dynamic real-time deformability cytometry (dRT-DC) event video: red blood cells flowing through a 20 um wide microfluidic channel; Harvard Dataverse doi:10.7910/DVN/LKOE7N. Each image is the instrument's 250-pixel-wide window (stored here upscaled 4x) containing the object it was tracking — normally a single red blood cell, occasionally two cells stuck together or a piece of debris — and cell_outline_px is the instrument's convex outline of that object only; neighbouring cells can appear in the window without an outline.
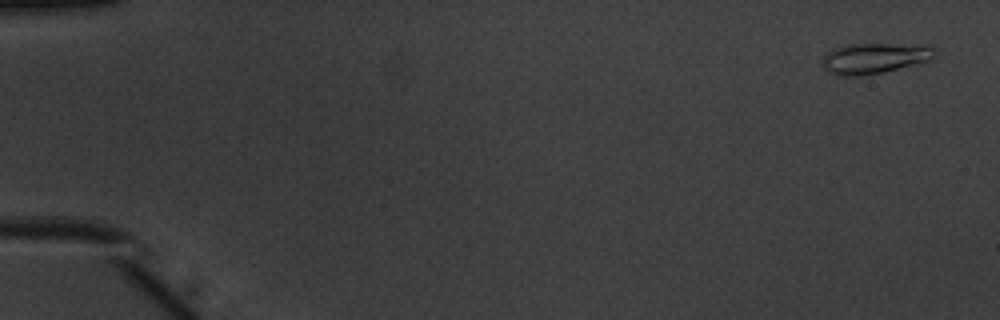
{"species": "common noctule bat (a hibernating species)", "species_latin": "Nyctalus noctula", "temperature_condition": "warm", "stored_images_in_passage": 52, "camera_frame_rate_fps": 3000, "um_per_image_px": 0.085, "animal": {"sex": "male", "body_mass_g": 20.1, "forearm_length_mm": 53.5}, "frame": {"image": 1, "passage_image": 2, "time_ms": 0.333, "image_size_px": [1000, 320], "cell_outline_px": [[940, 52], [932, 60], [884, 72], [856, 76], [840, 76], [828, 72], [824, 68], [824, 56], [828, 52], [836, 48], [848, 44], [888, 44], [932, 48]], "centroid_in_image_um": [74.33, 4.97], "position_along_channel_um": 10.7, "area_um2": 19.65}}
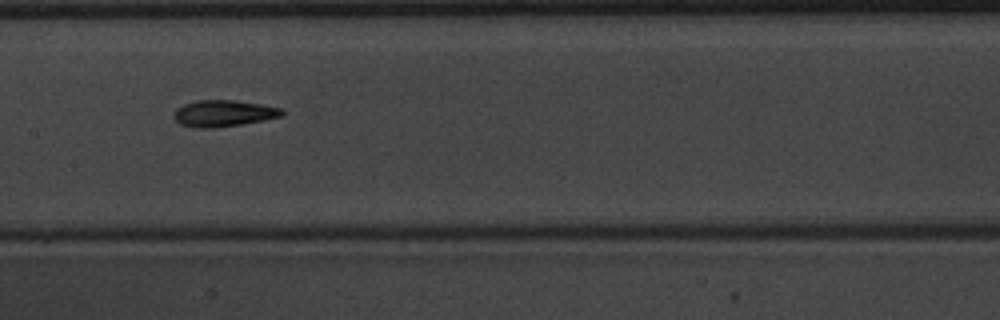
{"frame": {"image": 2, "passage_image": 27, "time_ms": 8.667, "image_size_px": [1000, 320], "cell_outline_px": [[284, 116], [240, 124], [212, 128], [192, 128], [180, 124], [172, 116], [172, 112], [176, 108], [184, 104], [196, 100], [236, 100], [284, 108]], "centroid_in_image_um": [18.97, 9.63], "position_along_channel_um": 188.4, "area_um2": 16.88}}
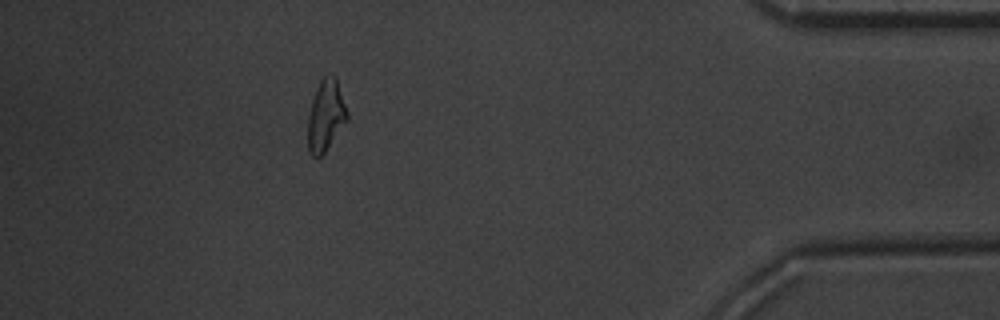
{"frame": {"image": 3, "passage_image": 47, "time_ms": 15.333, "image_size_px": [1000, 320], "cell_outline_px": [[348, 120], [324, 152], [320, 156], [312, 156], [308, 152], [308, 116], [312, 100], [316, 88], [320, 80], [328, 72], [332, 72], [336, 76], [348, 112]], "centroid_in_image_um": [27.7, 9.76], "position_along_channel_um": 407.5, "area_um2": 16.47}, "authors_computed_cell_mechanics": {"area_um2": 16.2418, "velocity_mm_per_s": 3.9452, "shape_relaxation_time_tau1_ms": 3.9915, "shape_relaxation_time_tau2_ms": 3.3474, "deformation_change_tau1": 0.1769, "deformation_change_tau2": 0.1336}}